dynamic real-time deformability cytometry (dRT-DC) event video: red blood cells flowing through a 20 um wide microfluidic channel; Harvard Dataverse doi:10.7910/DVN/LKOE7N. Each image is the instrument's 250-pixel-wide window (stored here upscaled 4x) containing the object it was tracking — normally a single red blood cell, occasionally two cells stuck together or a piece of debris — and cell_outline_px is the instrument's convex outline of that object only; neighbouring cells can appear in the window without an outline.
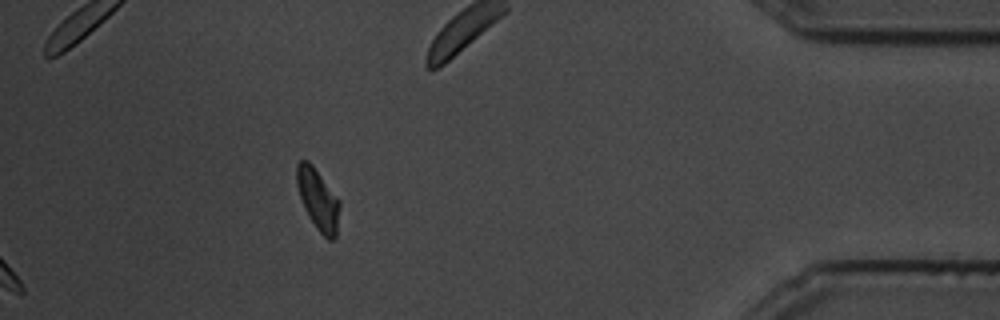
{"species": "common noctule bat (a hibernating species)", "species_latin": "Nyctalus noctula", "temperature_condition": "cold", "stored_images_in_passage": 23, "camera_frame_rate_fps": 3000, "um_per_image_px": 0.085, "animal": {"sex": "male", "body_mass_g": 19.5, "forearm_length_mm": 54.6}, "frame": {"image": 1, "passage_image": 23, "time_ms": 7.333, "image_size_px": [1000, 320], "cell_outline_px": [[340, 208], [336, 236], [332, 240], [328, 240], [316, 228], [308, 216], [304, 208], [296, 184], [296, 164], [300, 160], [308, 160], [312, 164], [340, 200]], "centroid_in_image_um": [27.03, 16.94], "position_along_channel_um": 408.2, "area_um2": 15.37}}